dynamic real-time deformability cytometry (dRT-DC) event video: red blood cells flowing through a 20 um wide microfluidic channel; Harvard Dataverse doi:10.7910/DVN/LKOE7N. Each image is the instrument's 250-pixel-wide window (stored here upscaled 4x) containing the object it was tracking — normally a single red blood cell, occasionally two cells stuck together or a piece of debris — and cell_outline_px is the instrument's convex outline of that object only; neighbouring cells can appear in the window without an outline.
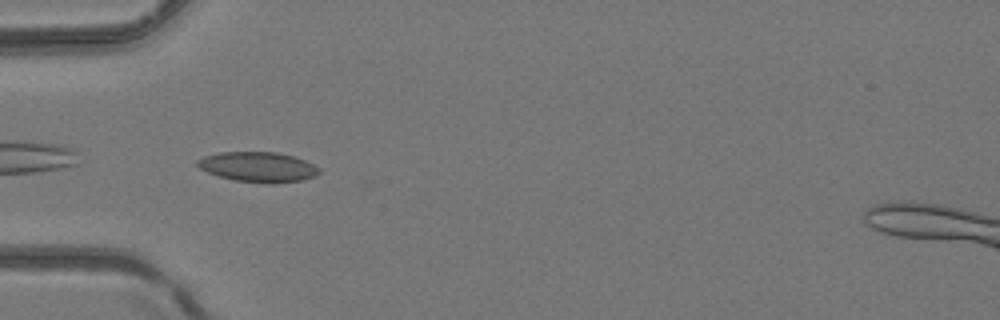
{"species": "common noctule bat (a hibernating species)", "species_latin": "Nyctalus noctula", "temperature_condition": "room temperature", "stored_images_in_passage": 4, "camera_frame_rate_fps": 3000, "um_per_image_px": 0.085, "animal": {"sex": "female", "body_mass_g": 24.6, "forearm_length_mm": 56.2}, "frame": {"image": 1, "passage_image": 4, "time_ms": 1.0, "image_size_px": [1000, 320], "cell_outline_px": [[320, 172], [312, 176], [300, 180], [272, 184], [268, 184], [236, 180], [220, 176], [208, 172], [200, 168], [196, 164], [196, 160], [204, 156], [220, 152], [276, 152], [292, 156], [304, 160], [320, 168]], "centroid_in_image_um": [21.91, 14.19], "position_along_channel_um": 63.1, "area_um2": 21.1}}